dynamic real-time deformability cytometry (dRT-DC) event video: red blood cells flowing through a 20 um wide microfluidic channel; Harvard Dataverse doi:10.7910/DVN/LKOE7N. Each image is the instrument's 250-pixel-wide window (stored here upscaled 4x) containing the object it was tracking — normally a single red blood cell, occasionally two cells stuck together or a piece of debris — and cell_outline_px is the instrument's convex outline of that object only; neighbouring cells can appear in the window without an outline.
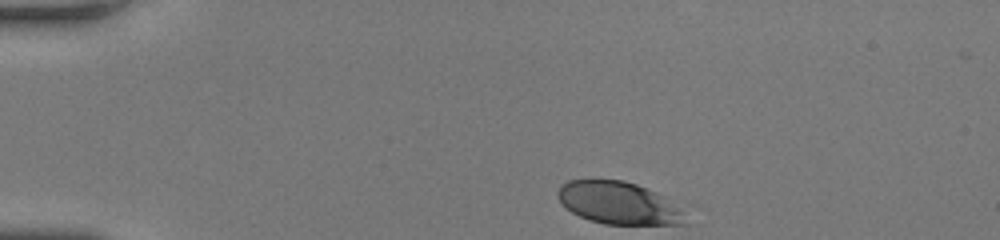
{"species": "human", "species_latin": "Homo sapiens", "temperature_condition": "room temperature", "stored_images_in_passage": 35, "camera_frame_rate_fps": 3000, "um_per_image_px": 0.085, "donor": {"sex": "female"}, "frame": {"image": 1, "passage_image": 1, "time_ms": 0.0, "image_size_px": [1000, 240], "cell_outline_px": [[688, 224], [604, 224], [580, 216], [572, 212], [556, 196], [556, 192], [568, 180], [624, 180], [636, 184], [656, 192], [664, 196], [684, 208]], "centroid_in_image_um": [52.66, 17.26], "position_along_channel_um": 32.3, "area_um2": 31.5}}
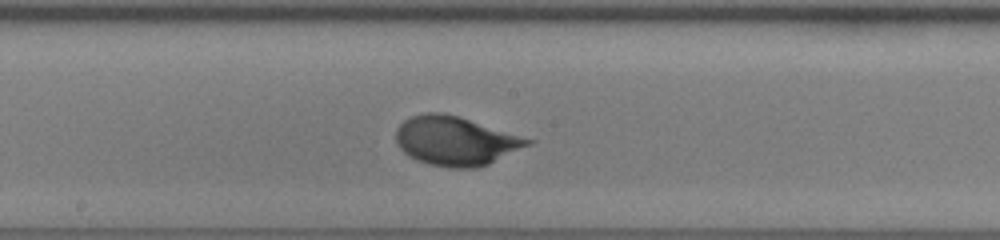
{"frame": {"image": 2, "passage_image": 20, "time_ms": 6.333, "image_size_px": [1000, 240], "cell_outline_px": [[536, 140], [532, 144], [488, 164], [476, 168], [448, 168], [428, 164], [416, 160], [408, 156], [400, 148], [396, 140], [396, 128], [404, 120], [412, 116], [424, 112], [440, 112], [460, 116]], "centroid_in_image_um": [38.74, 11.97], "position_along_channel_um": 209.5, "area_um2": 37.97}}
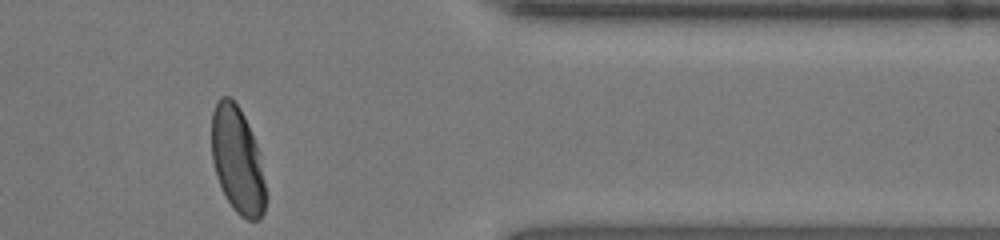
{"frame": {"image": 3, "passage_image": 35, "time_ms": 11.333, "image_size_px": [1000, 240], "cell_outline_px": [[268, 196], [264, 212], [260, 220], [248, 220], [240, 216], [232, 208], [216, 176], [212, 160], [212, 112], [220, 96], [228, 96], [240, 108], [248, 124], [256, 144]], "centroid_in_image_um": [20.19, 13.66], "position_along_channel_um": 391.2, "area_um2": 33.52}, "authors_computed_cell_mechanics": {"area_um2": 35.0268, "velocity_mm_per_s": 3.9298, "shape_relaxation_time_tau1_ms": 2.5915, "shape_relaxation_time_tau2_ms": null, "deformation_change_tau1": 0.1634, "deformation_change_tau2": null}}